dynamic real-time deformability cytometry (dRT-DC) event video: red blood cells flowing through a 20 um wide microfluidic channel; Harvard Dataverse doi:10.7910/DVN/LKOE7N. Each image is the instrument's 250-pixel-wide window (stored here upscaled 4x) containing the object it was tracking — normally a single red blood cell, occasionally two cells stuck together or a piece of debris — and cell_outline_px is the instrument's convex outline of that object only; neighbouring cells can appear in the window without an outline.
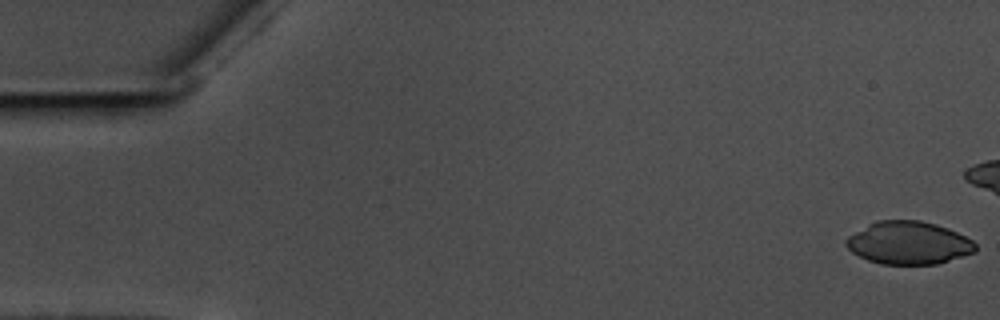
{"species": "common noctule bat (a hibernating species)", "species_latin": "Nyctalus noctula", "temperature_condition": "warm", "stored_images_in_passage": 46, "camera_frame_rate_fps": 3000, "um_per_image_px": 0.085, "animal": {"sex": "male", "body_mass_g": 17.5, "forearm_length_mm": 52.3}, "frame": {"image": 1, "passage_image": 1, "time_ms": 0.0, "image_size_px": [1000, 320], "cell_outline_px": [[976, 252], [936, 264], [880, 264], [868, 260], [852, 252], [844, 244], [844, 240], [848, 236], [868, 224], [876, 220], [920, 220], [936, 224], [948, 228], [972, 240], [976, 244]], "centroid_in_image_um": [77.21, 20.64], "position_along_channel_um": 7.8, "area_um2": 32.31}}